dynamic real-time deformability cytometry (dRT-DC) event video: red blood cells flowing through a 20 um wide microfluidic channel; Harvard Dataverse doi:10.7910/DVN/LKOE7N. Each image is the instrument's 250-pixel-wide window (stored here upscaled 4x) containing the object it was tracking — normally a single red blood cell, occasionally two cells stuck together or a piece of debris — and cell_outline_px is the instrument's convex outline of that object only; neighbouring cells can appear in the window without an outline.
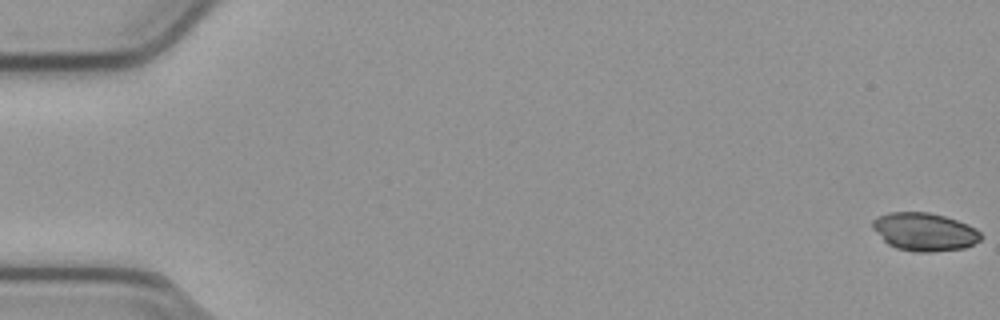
{"species": "common noctule bat (a hibernating species)", "species_latin": "Nyctalus noctula", "temperature_condition": "cold", "stored_images_in_passage": 55, "camera_frame_rate_fps": 3000, "um_per_image_px": 0.085, "animal": {"sex": "male", "body_mass_g": 23.1, "forearm_length_mm": 52.7}, "frame": {"image": 1, "passage_image": 1, "time_ms": 0.0, "image_size_px": [1000, 320], "cell_outline_px": [[984, 236], [980, 240], [964, 248], [932, 252], [916, 252], [896, 248], [888, 244], [872, 228], [872, 220], [876, 216], [892, 212], [928, 212], [944, 216], [968, 224], [976, 228]], "centroid_in_image_um": [78.58, 19.7], "position_along_channel_um": 6.4, "area_um2": 24.1}}
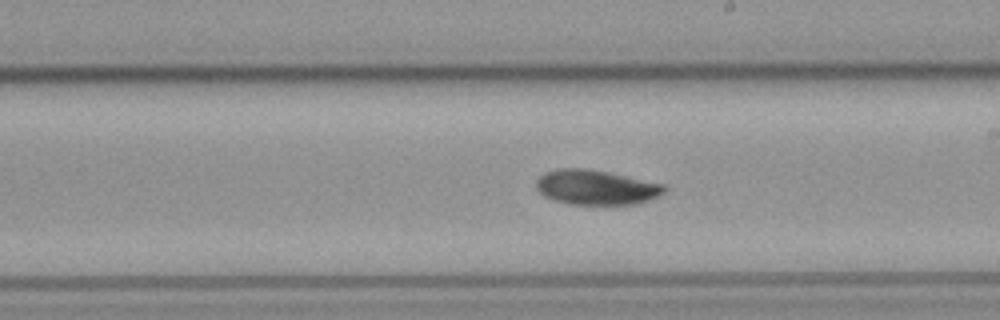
{"frame": {"image": 2, "passage_image": 32, "time_ms": 10.333, "image_size_px": [1000, 320], "cell_outline_px": [[668, 188], [664, 192], [648, 200], [636, 204], [568, 204], [552, 200], [544, 196], [536, 188], [536, 180], [544, 172], [556, 168], [584, 168], [608, 172], [664, 184]], "centroid_in_image_um": [50.63, 15.92], "position_along_channel_um": 238.4, "area_um2": 26.01}}
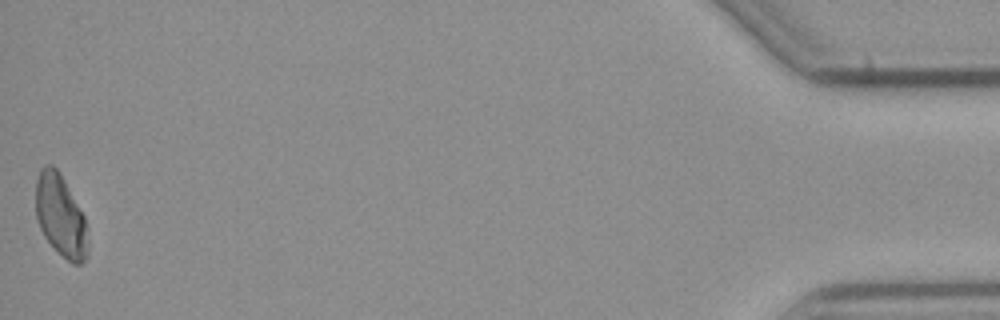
{"frame": {"image": 3, "passage_image": 55, "time_ms": 18.0, "image_size_px": [1000, 320], "cell_outline_px": [[88, 252], [84, 260], [80, 264], [72, 264], [44, 236], [36, 220], [36, 180], [40, 168], [44, 164], [52, 164], [60, 172], [84, 216]], "centroid_in_image_um": [5.12, 18.29], "position_along_channel_um": 430.1, "area_um2": 24.57}}